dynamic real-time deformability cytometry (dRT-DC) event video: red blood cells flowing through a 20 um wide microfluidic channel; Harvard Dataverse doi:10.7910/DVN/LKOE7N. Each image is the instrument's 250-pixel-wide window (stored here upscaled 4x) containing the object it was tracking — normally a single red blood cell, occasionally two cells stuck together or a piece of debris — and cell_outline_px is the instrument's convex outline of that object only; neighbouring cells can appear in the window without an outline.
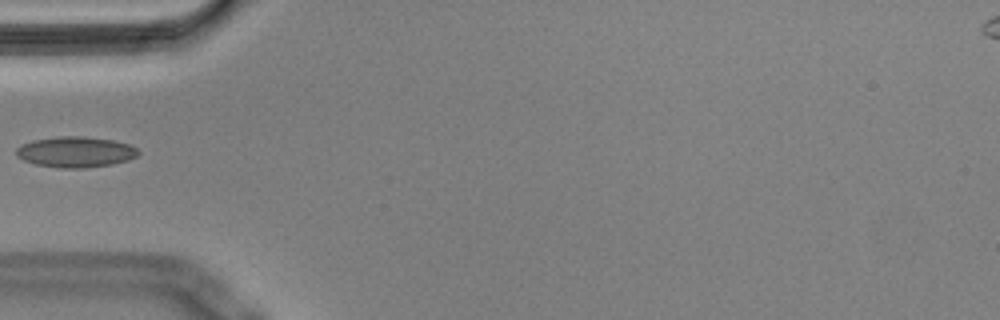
{"species": "Egyptian fruit bat (a non-hibernating species)", "species_latin": "Rousettus aegyptiacus", "temperature_condition": "cold", "stored_images_in_passage": 10, "camera_frame_rate_fps": 3000, "um_per_image_px": 0.085, "animal": {"sex": "male"}, "frame": {"image": 1, "passage_image": 1, "time_ms": 0.0, "image_size_px": [1000, 320], "cell_outline_px": [[140, 152], [136, 156], [128, 160], [112, 164], [84, 168], [60, 168], [36, 164], [24, 160], [16, 156], [16, 148], [20, 144], [32, 140], [60, 136], [84, 136], [112, 140], [128, 144], [136, 148]], "centroid_in_image_um": [6.39, 12.91], "position_along_channel_um": 78.6, "area_um2": 21.85}}